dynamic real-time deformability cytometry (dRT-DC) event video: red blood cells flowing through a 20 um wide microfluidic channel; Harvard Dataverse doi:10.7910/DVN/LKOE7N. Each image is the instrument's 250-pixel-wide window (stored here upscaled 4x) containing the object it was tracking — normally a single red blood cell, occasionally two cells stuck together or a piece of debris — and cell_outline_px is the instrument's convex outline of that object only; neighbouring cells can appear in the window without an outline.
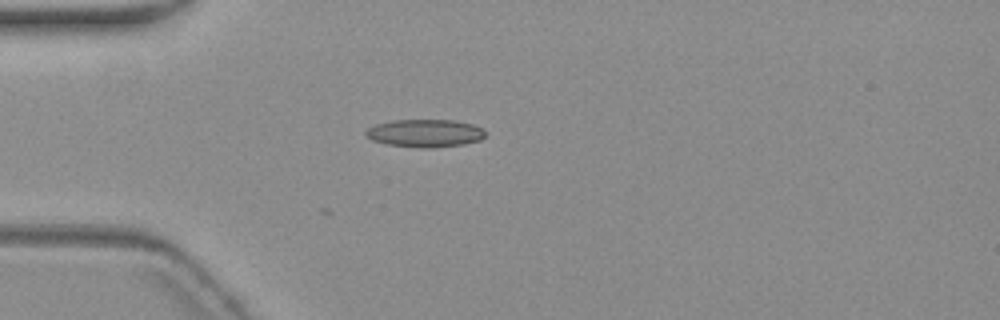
{"species": "common noctule bat (a hibernating species)", "species_latin": "Nyctalus noctula", "temperature_condition": "warm", "stored_images_in_passage": 5, "camera_frame_rate_fps": 3000, "um_per_image_px": 0.085, "animal": {"sex": "female", "body_mass_g": 19.3, "forearm_length_mm": 54.1}, "frame": {"image": 1, "passage_image": 4, "time_ms": 3.667, "image_size_px": [1000, 320], "cell_outline_px": [[484, 136], [480, 140], [464, 144], [432, 148], [420, 148], [384, 144], [372, 140], [364, 136], [364, 132], [368, 128], [376, 124], [392, 120], [452, 120], [472, 124], [484, 128]], "centroid_in_image_um": [36.09, 11.33], "position_along_channel_um": 48.9, "area_um2": 19.54}}